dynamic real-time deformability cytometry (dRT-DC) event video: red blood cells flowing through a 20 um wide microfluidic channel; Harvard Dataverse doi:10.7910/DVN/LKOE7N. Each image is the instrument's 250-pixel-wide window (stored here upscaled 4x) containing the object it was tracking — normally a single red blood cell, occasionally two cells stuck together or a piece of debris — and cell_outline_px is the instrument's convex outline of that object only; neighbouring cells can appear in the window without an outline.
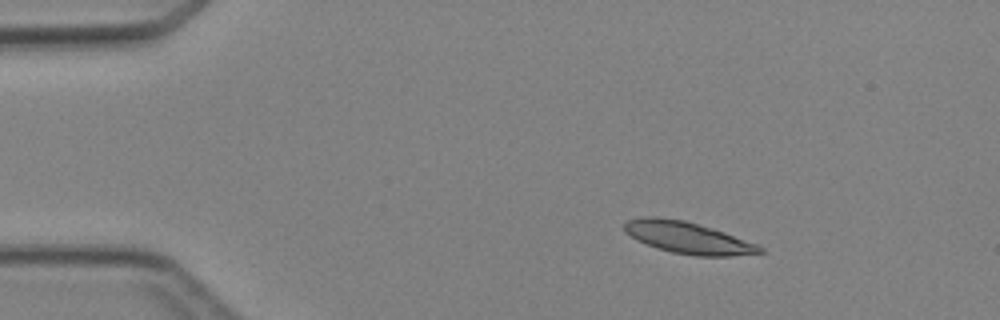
{"species": "Egyptian fruit bat (a non-hibernating species)", "species_latin": "Rousettus aegyptiacus", "temperature_condition": "cold", "stored_images_in_passage": 3, "camera_frame_rate_fps": 3000, "um_per_image_px": 0.085, "animal": {"sex": "female"}, "frame": {"image": 1, "passage_image": 2, "time_ms": 1.0, "image_size_px": [1000, 320], "cell_outline_px": [[764, 252], [732, 256], [696, 256], [672, 252], [656, 248], [636, 240], [624, 232], [624, 224], [628, 220], [644, 216], [656, 216], [684, 220], [712, 228], [724, 232], [756, 244], [764, 248]], "centroid_in_image_um": [58.43, 20.2], "position_along_channel_um": 26.6, "area_um2": 25.03}}